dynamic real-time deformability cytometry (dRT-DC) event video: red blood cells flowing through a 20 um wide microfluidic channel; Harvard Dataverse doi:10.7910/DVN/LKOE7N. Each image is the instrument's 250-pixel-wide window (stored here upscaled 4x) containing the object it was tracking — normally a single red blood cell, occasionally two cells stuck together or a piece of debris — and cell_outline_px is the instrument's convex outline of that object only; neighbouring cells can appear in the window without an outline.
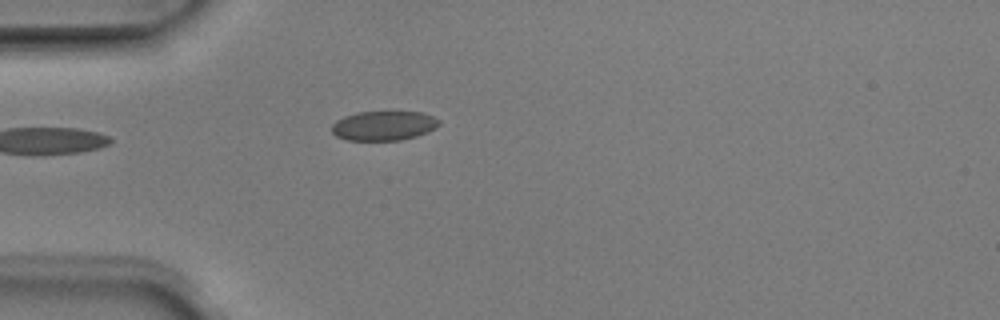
{"species": "Egyptian fruit bat (a non-hibernating species)", "species_latin": "Rousettus aegyptiacus", "temperature_condition": "room temperature", "stored_images_in_passage": 2, "camera_frame_rate_fps": 3000, "um_per_image_px": 0.085, "animal": {"sex": "male"}, "frame": {"image": 1, "passage_image": 2, "time_ms": 0.333, "image_size_px": [1000, 320], "cell_outline_px": [[440, 124], [428, 132], [416, 136], [400, 140], [348, 140], [336, 136], [332, 132], [332, 124], [336, 120], [344, 116], [356, 112], [424, 112], [440, 120]], "centroid_in_image_um": [32.61, 10.68], "position_along_channel_um": 52.4, "area_um2": 18.44}}